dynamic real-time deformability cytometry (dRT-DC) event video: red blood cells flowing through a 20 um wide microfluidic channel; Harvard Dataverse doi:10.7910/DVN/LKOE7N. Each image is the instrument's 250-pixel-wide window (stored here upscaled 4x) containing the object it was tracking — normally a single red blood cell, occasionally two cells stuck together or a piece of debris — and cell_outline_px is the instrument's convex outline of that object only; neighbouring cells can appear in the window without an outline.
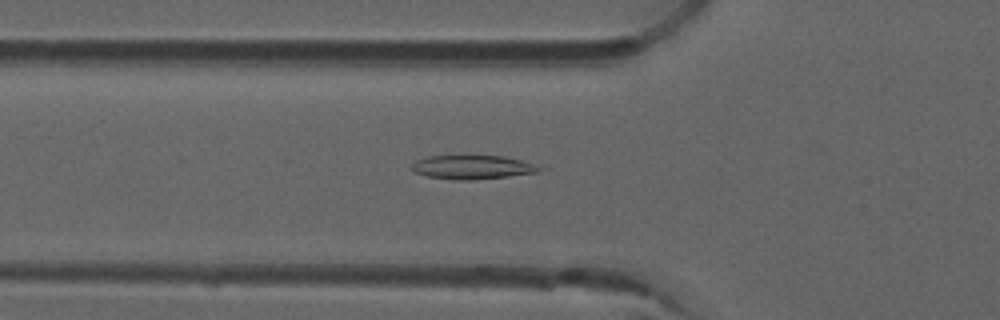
{"species": "common noctule bat (a hibernating species)", "species_latin": "Nyctalus noctula", "temperature_condition": "room temperature", "stored_images_in_passage": 13, "camera_frame_rate_fps": 3000, "um_per_image_px": 0.085, "animal": {"sex": "male", "forearm_length_mm": 52.5}, "frame": {"image": 1, "passage_image": 3, "time_ms": 0.667, "image_size_px": [1000, 320], "cell_outline_px": [[540, 168], [536, 172], [508, 176], [472, 180], [456, 180], [428, 176], [412, 172], [408, 168], [416, 160], [428, 156], [504, 156], [520, 160], [532, 164]], "centroid_in_image_um": [40.03, 14.21], "position_along_channel_um": 85.8, "area_um2": 17.51}}
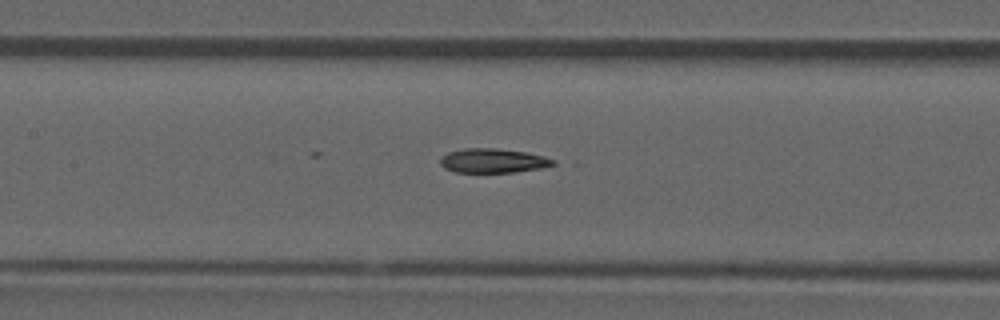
{"frame": {"image": 2, "passage_image": 9, "time_ms": 2.667, "image_size_px": [1000, 320], "cell_outline_px": [[556, 164], [540, 168], [516, 172], [456, 172], [444, 168], [440, 164], [440, 160], [448, 152], [464, 148], [496, 148], [524, 152], [544, 156], [556, 160]], "centroid_in_image_um": [41.92, 13.66], "position_along_channel_um": 165.5, "area_um2": 15.9}}
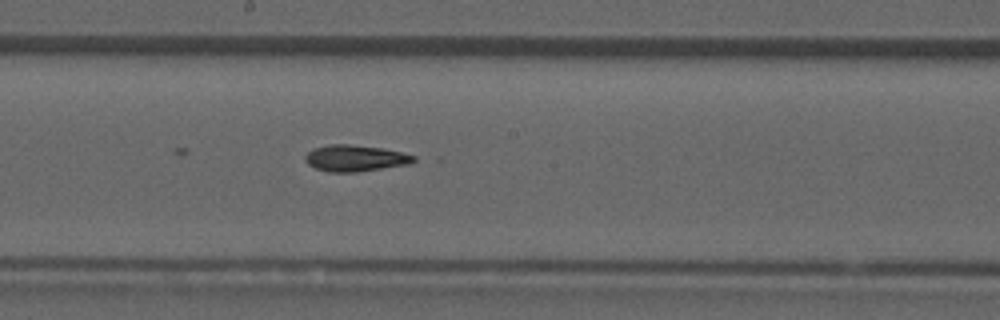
{"frame": {"image": 3, "passage_image": 13, "time_ms": 4.0, "image_size_px": [1000, 320], "cell_outline_px": [[416, 160], [408, 164], [356, 172], [328, 172], [316, 168], [308, 164], [304, 160], [304, 156], [312, 148], [328, 144], [348, 144], [384, 148], [416, 156]], "centroid_in_image_um": [30.15, 13.44], "position_along_channel_um": 218.0, "area_um2": 16.7}}